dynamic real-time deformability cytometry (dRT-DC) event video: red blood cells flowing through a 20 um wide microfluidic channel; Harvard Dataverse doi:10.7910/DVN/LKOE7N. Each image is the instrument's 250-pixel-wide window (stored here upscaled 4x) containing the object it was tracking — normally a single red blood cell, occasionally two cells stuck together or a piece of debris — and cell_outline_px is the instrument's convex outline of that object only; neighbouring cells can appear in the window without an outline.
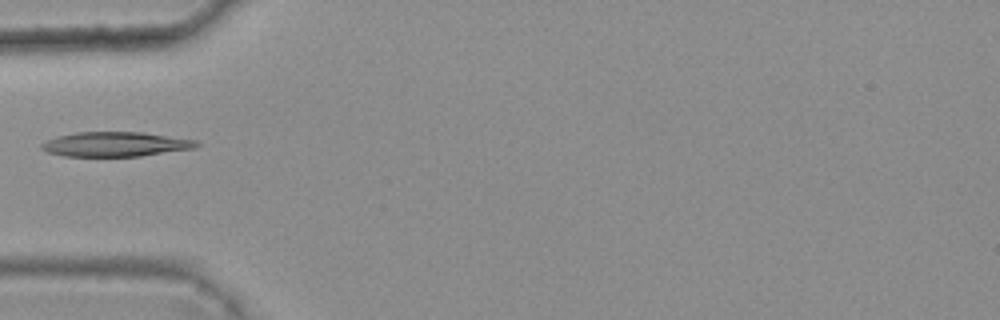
{"species": "common noctule bat (a hibernating species)", "species_latin": "Nyctalus noctula", "temperature_condition": "warm", "stored_images_in_passage": 5, "camera_frame_rate_fps": 3000, "um_per_image_px": 0.085, "animal": {"sex": "female", "body_mass_g": 25.1}, "frame": {"image": 1, "passage_image": 5, "time_ms": 1.333, "image_size_px": [1000, 320], "cell_outline_px": [[200, 144], [196, 148], [140, 156], [64, 156], [48, 152], [40, 148], [40, 144], [44, 140], [56, 136], [76, 132], [140, 132], [196, 140]], "centroid_in_image_um": [9.77, 12.26], "position_along_channel_um": 75.2, "area_um2": 22.25}}